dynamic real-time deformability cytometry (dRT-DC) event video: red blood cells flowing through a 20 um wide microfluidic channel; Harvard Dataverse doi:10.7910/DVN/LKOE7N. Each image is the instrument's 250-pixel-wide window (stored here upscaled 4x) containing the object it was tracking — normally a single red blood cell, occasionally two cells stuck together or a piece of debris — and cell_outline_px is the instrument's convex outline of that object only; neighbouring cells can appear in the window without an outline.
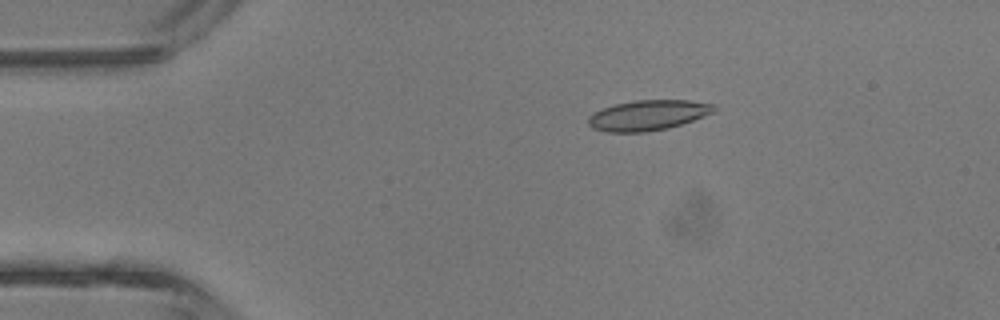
{"species": "common noctule bat (a hibernating species)", "species_latin": "Nyctalus noctula", "temperature_condition": "room temperature", "stored_images_in_passage": 3, "camera_frame_rate_fps": 3000, "um_per_image_px": 0.085, "animal": {"sex": "male", "body_mass_g": 13.3}, "frame": {"image": 1, "passage_image": 1, "time_ms": 0.0, "image_size_px": [1000, 320], "cell_outline_px": [[716, 108], [712, 112], [704, 116], [668, 128], [644, 132], [604, 132], [592, 128], [588, 124], [588, 116], [592, 112], [616, 104], [636, 100], [688, 100], [716, 104]], "centroid_in_image_um": [55.05, 9.79], "position_along_channel_um": 30.0, "area_um2": 22.14}}
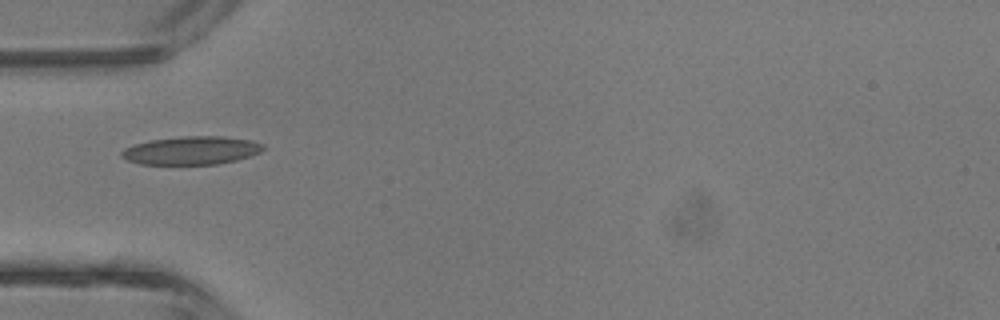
{"frame": {"image": 2, "passage_image": 2, "time_ms": 2.0, "image_size_px": [1000, 320], "cell_outline_px": [[264, 148], [260, 152], [236, 160], [216, 164], [140, 164], [128, 160], [120, 156], [120, 152], [124, 148], [132, 144], [152, 140], [180, 136], [224, 136], [252, 140], [264, 144]], "centroid_in_image_um": [16.25, 12.78], "position_along_channel_um": 68.7, "area_um2": 23.35}}
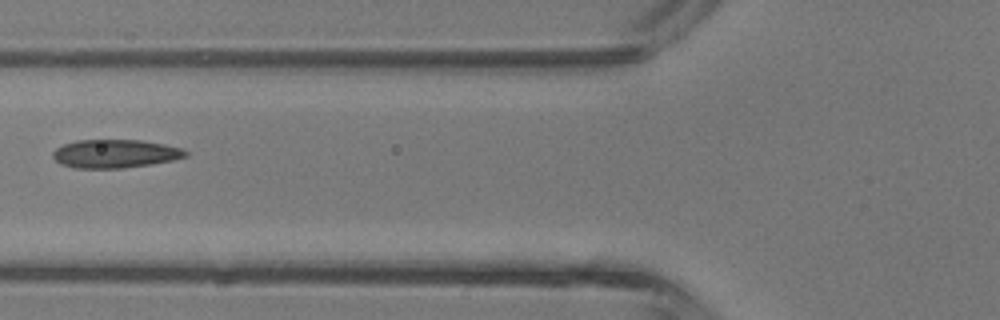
{"frame": {"image": 3, "passage_image": 3, "time_ms": 3.0, "image_size_px": [1000, 320], "cell_outline_px": [[188, 156], [172, 160], [152, 164], [124, 168], [76, 168], [60, 164], [52, 156], [52, 152], [56, 148], [64, 144], [76, 140], [144, 140], [164, 144], [180, 148], [188, 152]], "centroid_in_image_um": [9.78, 13.06], "position_along_channel_um": 116.0, "area_um2": 22.02}}